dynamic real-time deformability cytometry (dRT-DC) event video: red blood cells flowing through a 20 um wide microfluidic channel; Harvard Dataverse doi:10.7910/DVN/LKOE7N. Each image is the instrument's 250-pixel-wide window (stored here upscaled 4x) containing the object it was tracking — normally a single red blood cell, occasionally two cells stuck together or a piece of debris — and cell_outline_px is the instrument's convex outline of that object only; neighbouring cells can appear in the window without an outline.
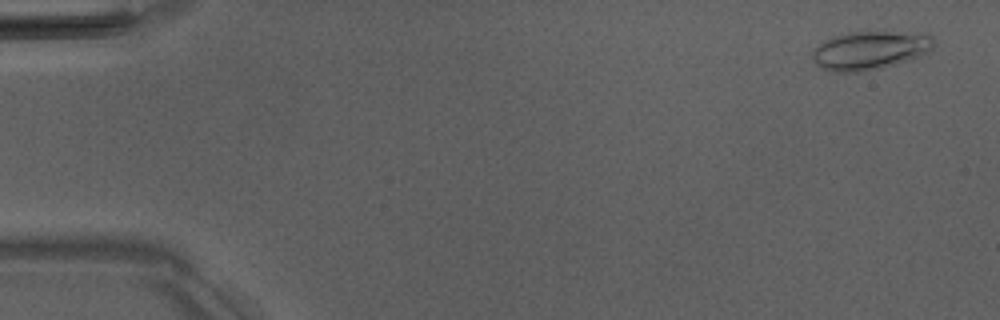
{"species": "Egyptian fruit bat (a non-hibernating species)", "species_latin": "Rousettus aegyptiacus", "temperature_condition": "room temperature", "stored_images_in_passage": 15, "camera_frame_rate_fps": 3000, "um_per_image_px": 0.085, "animal": {"sex": "male"}, "frame": {"image": 1, "passage_image": 1, "time_ms": 0.0, "image_size_px": [1000, 320], "cell_outline_px": [[932, 48], [928, 52], [920, 56], [908, 60], [880, 68], [856, 72], [832, 72], [820, 68], [812, 60], [812, 48], [832, 36], [852, 32], [928, 32], [932, 36]], "centroid_in_image_um": [73.92, 4.27], "position_along_channel_um": 11.1, "area_um2": 27.4}}